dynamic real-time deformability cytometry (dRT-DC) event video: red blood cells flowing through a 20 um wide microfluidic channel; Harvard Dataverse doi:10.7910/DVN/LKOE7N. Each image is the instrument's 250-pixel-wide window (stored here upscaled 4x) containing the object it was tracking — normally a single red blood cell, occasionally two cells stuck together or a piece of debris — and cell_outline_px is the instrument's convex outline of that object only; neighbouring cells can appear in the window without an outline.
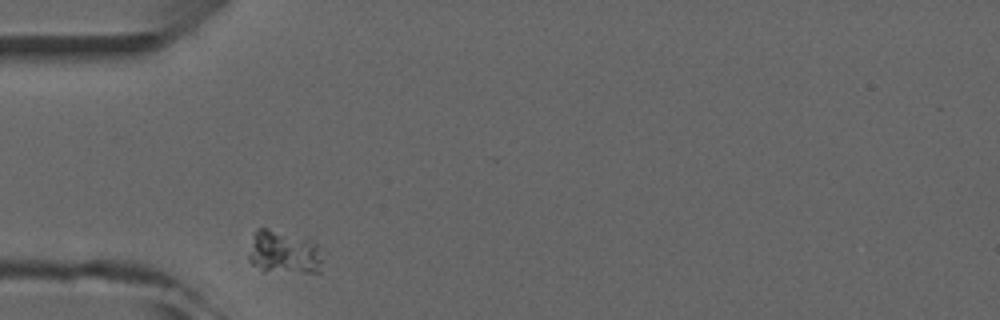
{"species": "common noctule bat (a hibernating species)", "species_latin": "Nyctalus noctula", "temperature_condition": "room temperature", "stored_images_in_passage": 2, "camera_frame_rate_fps": 3000, "um_per_image_px": 0.085, "animal": {"sex": "male", "forearm_length_mm": 52.5}, "frame": {"image": 1, "passage_image": 1, "time_ms": 0.0, "image_size_px": [1000, 320], "cell_outline_px": [[320, 272], [264, 272], [252, 264], [248, 260], [248, 256], [256, 232], [260, 228], [268, 228], [316, 244], [320, 260]], "centroid_in_image_um": [24.06, 21.51], "position_along_channel_um": 60.9, "area_um2": 17.8}}
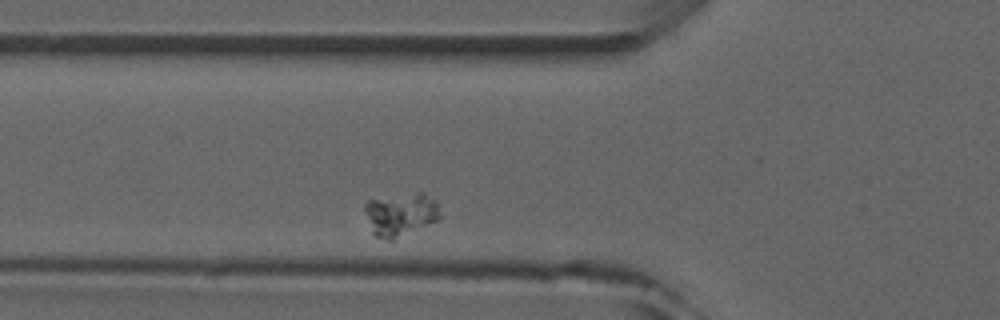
{"frame": {"image": 2, "passage_image": 2, "time_ms": 1.0, "image_size_px": [1000, 320], "cell_outline_px": [[440, 220], [392, 240], [388, 240], [376, 236], [372, 232], [364, 212], [364, 204], [368, 200], [420, 188], [436, 204], [440, 216]], "centroid_in_image_um": [34.04, 18.16], "position_along_channel_um": 91.8, "area_um2": 19.48}}